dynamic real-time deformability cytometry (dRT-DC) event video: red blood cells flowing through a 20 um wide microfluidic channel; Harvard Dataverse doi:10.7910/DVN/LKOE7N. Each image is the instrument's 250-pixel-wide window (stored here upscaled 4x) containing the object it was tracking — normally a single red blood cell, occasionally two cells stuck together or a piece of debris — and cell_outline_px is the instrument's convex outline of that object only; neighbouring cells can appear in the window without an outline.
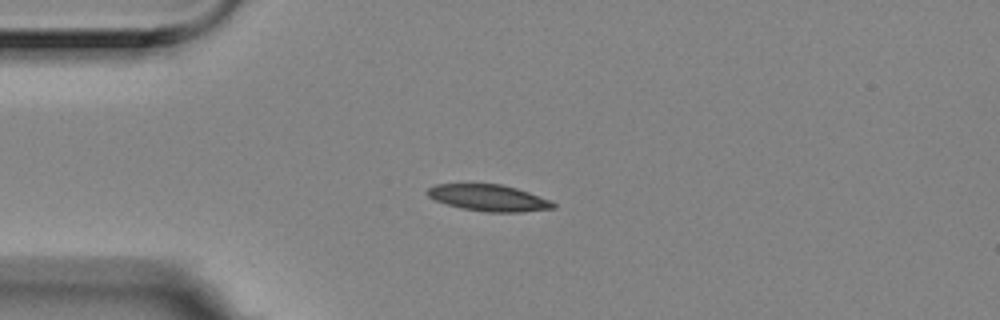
{"species": "Egyptian fruit bat (a non-hibernating species)", "species_latin": "Rousettus aegyptiacus", "temperature_condition": "room temperature", "stored_images_in_passage": 5, "camera_frame_rate_fps": 3000, "um_per_image_px": 0.085, "animal": {"sex": "female"}, "frame": {"image": 1, "passage_image": 1, "time_ms": 0.0, "image_size_px": [1000, 320], "cell_outline_px": [[556, 208], [520, 212], [484, 212], [460, 208], [436, 200], [428, 196], [424, 192], [428, 188], [436, 184], [500, 184], [516, 188], [528, 192], [548, 200], [556, 204]], "centroid_in_image_um": [41.51, 16.82], "position_along_channel_um": 43.5, "area_um2": 19.31}}